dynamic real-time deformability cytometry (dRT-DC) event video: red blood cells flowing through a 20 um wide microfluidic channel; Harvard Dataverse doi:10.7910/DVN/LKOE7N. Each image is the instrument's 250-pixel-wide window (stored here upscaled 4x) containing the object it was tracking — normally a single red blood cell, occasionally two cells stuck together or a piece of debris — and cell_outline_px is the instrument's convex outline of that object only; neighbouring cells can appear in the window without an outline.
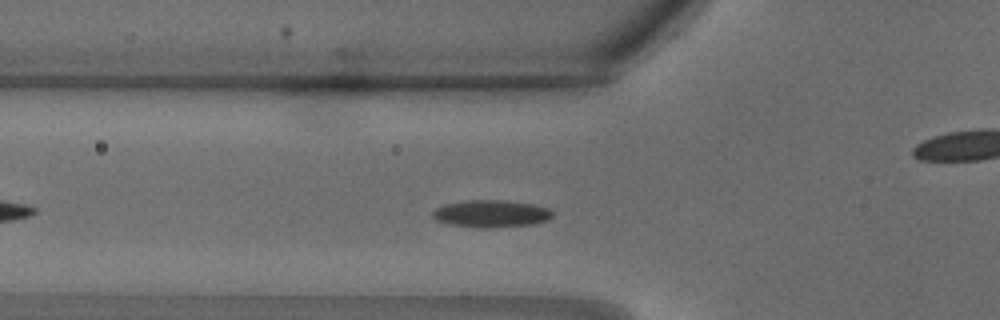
{"species": "common noctule bat (a hibernating species)", "species_latin": "Nyctalus noctula", "temperature_condition": "warm", "stored_images_in_passage": 26, "camera_frame_rate_fps": 3000, "um_per_image_px": 0.085, "animal": {"sex": "male", "body_mass_g": 18.8}, "frame": {"image": 1, "passage_image": 4, "time_ms": 1.0, "image_size_px": [1000, 320], "cell_outline_px": [[552, 216], [548, 220], [536, 224], [492, 228], [480, 228], [448, 224], [436, 220], [432, 216], [432, 212], [436, 208], [444, 204], [464, 200], [504, 200], [532, 204], [548, 208], [552, 212]], "centroid_in_image_um": [41.73, 18.17], "position_along_channel_um": 84.1, "area_um2": 19.25}}
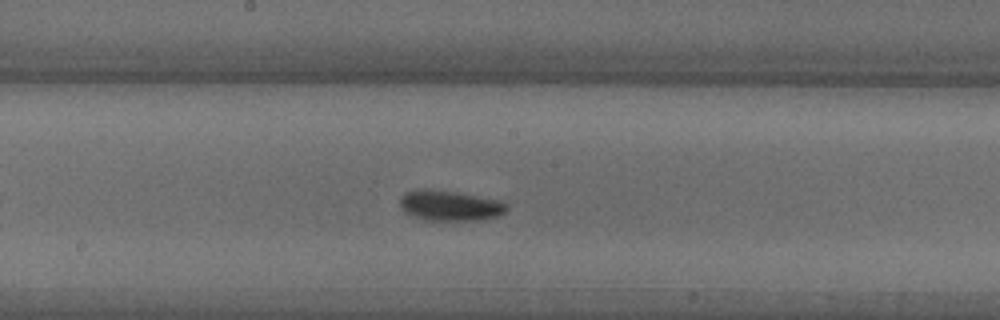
{"frame": {"image": 2, "passage_image": 10, "time_ms": 3.0, "image_size_px": [1000, 320], "cell_outline_px": [[508, 208], [504, 212], [496, 216], [480, 220], [428, 220], [412, 216], [404, 212], [400, 208], [400, 196], [404, 192], [416, 188], [432, 188], [456, 192], [496, 200], [508, 204]], "centroid_in_image_um": [38.15, 17.45], "position_along_channel_um": 210.0, "area_um2": 19.02}}
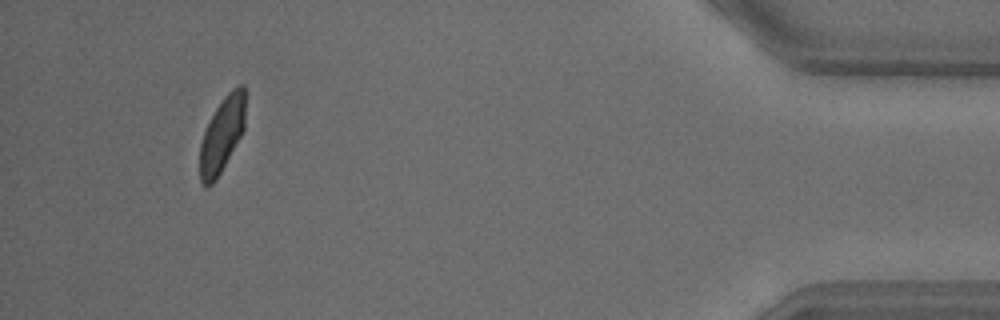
{"frame": {"image": 3, "passage_image": 26, "time_ms": 8.333, "image_size_px": [1000, 320], "cell_outline_px": [[244, 128], [240, 136], [220, 172], [212, 184], [204, 188], [200, 180], [200, 144], [204, 132], [216, 108], [224, 96], [232, 88], [240, 84], [244, 84]], "centroid_in_image_um": [18.85, 11.45], "position_along_channel_um": 416.3, "area_um2": 19.42}}